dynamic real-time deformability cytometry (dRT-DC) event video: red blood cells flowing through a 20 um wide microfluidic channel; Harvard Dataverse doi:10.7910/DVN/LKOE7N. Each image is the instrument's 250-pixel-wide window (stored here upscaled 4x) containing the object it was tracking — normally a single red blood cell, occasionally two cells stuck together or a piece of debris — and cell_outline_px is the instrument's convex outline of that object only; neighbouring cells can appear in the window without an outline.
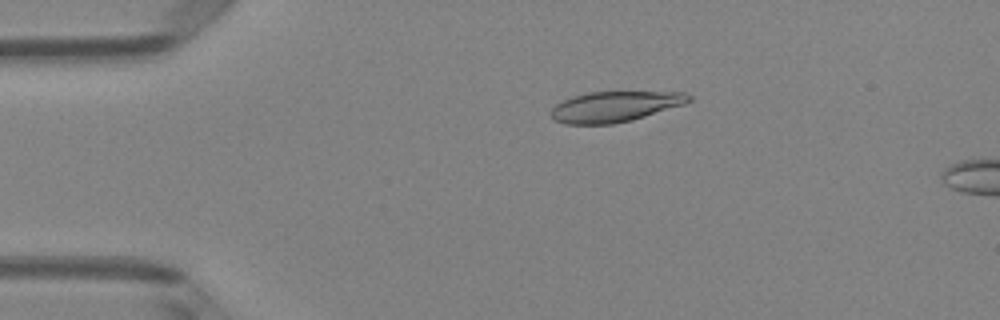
{"species": "Egyptian fruit bat (a non-hibernating species)", "species_latin": "Rousettus aegyptiacus", "temperature_condition": "room temperature", "stored_images_in_passage": 5, "camera_frame_rate_fps": 3000, "um_per_image_px": 0.085, "animal": {"sex": "female"}, "frame": {"image": 1, "passage_image": 3, "time_ms": 0.667, "image_size_px": [1000, 320], "cell_outline_px": [[692, 100], [684, 104], [632, 120], [612, 124], [564, 124], [556, 120], [552, 116], [552, 108], [556, 104], [572, 96], [588, 92], [684, 92], [692, 96]], "centroid_in_image_um": [52.28, 9.05], "position_along_channel_um": 32.7, "area_um2": 24.33}}